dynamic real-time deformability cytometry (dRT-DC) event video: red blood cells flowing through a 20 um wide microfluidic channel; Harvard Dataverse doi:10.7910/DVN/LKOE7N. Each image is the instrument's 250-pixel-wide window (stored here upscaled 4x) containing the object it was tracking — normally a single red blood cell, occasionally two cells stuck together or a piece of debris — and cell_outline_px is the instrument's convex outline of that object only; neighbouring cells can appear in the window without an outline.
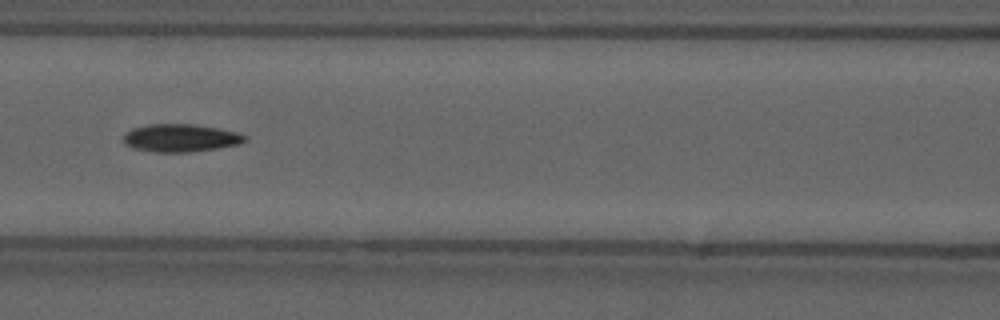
{"species": "common noctule bat (a hibernating species)", "species_latin": "Nyctalus noctula", "temperature_condition": "cold", "stored_images_in_passage": 44, "camera_frame_rate_fps": 3000, "um_per_image_px": 0.085, "animal": {"sex": "male", "forearm_length_mm": 52.5}, "frame": {"image": 1, "passage_image": 13, "time_ms": 4.0, "image_size_px": [1000, 320], "cell_outline_px": [[248, 140], [240, 144], [216, 148], [188, 152], [152, 152], [132, 148], [124, 144], [124, 136], [132, 128], [148, 124], [192, 124], [216, 128], [236, 132], [248, 136]], "centroid_in_image_um": [15.35, 11.73], "position_along_channel_um": 151.3, "area_um2": 19.65}}
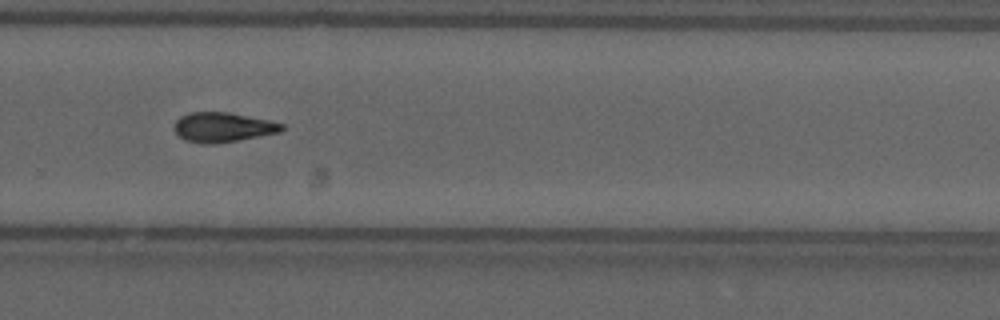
{"frame": {"image": 2, "passage_image": 26, "time_ms": 8.333, "image_size_px": [1000, 320], "cell_outline_px": [[284, 128], [280, 132], [260, 136], [216, 144], [204, 144], [184, 140], [176, 132], [176, 120], [180, 116], [188, 112], [228, 112], [268, 120], [284, 124]], "centroid_in_image_um": [18.94, 10.82], "position_along_channel_um": 310.9, "area_um2": 18.5}, "authors_computed_cell_mechanics": {"area_um2": 18.496, "velocity_mm_per_s": 3.6975, "shape_relaxation_time_tau1_ms": 4.6323, "shape_relaxation_time_tau2_ms": null, "deformation_change_tau1": 0.1434, "deformation_change_tau2": null}}